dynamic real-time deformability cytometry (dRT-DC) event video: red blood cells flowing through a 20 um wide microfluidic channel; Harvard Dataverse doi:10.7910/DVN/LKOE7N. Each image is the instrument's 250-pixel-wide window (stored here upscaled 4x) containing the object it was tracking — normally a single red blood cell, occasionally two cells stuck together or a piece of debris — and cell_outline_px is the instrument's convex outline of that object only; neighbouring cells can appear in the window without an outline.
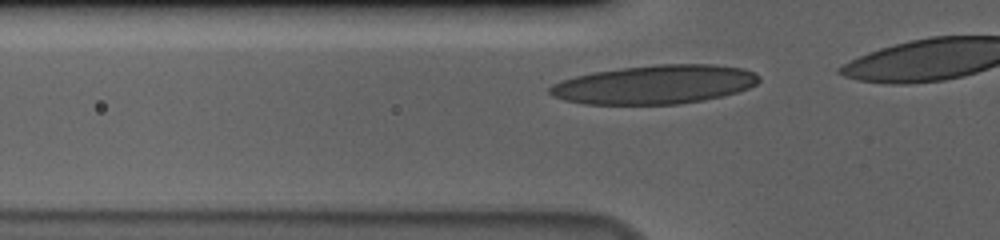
{"species": "human", "species_latin": "Homo sapiens", "temperature_condition": "cold", "stored_images_in_passage": 11, "camera_frame_rate_fps": 3000, "um_per_image_px": 0.085, "donor": {"sex": "male"}, "frame": {"image": 1, "passage_image": 5, "time_ms": 1.333, "image_size_px": [1000, 240], "cell_outline_px": [[760, 80], [756, 84], [748, 88], [736, 92], [704, 100], [680, 104], [584, 104], [564, 100], [552, 96], [548, 92], [548, 88], [552, 84], [560, 80], [592, 72], [620, 68], [656, 64], [712, 64], [744, 68], [760, 76]], "centroid_in_image_um": [55.63, 7.18], "position_along_channel_um": 70.2, "area_um2": 47.51}}
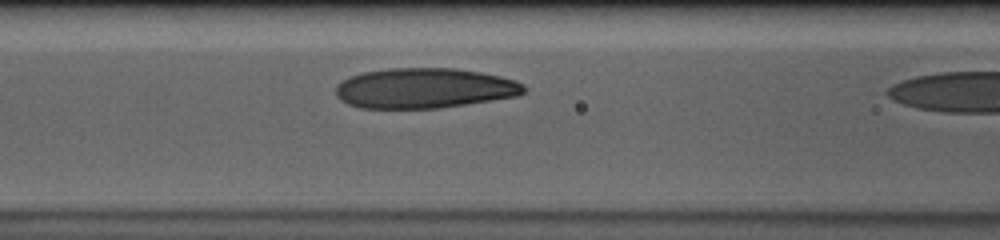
{"frame": {"image": 2, "passage_image": 10, "time_ms": 3.0, "image_size_px": [1000, 240], "cell_outline_px": [[528, 88], [524, 92], [516, 96], [440, 108], [360, 108], [348, 104], [340, 100], [336, 96], [336, 84], [352, 76], [364, 72], [388, 68], [452, 68], [480, 72], [500, 76], [516, 80], [524, 84]], "centroid_in_image_um": [36.07, 7.49], "position_along_channel_um": 130.5, "area_um2": 44.04}}